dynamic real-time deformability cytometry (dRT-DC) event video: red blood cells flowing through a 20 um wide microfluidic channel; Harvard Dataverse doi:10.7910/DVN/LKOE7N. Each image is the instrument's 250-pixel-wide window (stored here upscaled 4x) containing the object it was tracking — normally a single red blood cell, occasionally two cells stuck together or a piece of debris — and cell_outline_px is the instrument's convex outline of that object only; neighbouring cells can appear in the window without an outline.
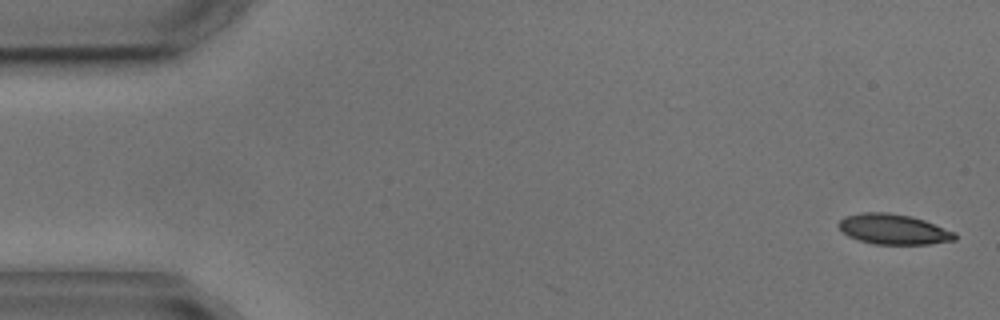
{"species": "common noctule bat (a hibernating species)", "species_latin": "Nyctalus noctula", "temperature_condition": "cold", "stored_images_in_passage": 4, "camera_frame_rate_fps": 3000, "um_per_image_px": 0.085, "animal": {"sex": "male", "body_mass_g": 17.9, "forearm_length_mm": 54.2}, "frame": {"image": 1, "passage_image": 1, "time_ms": 0.0, "image_size_px": [1000, 320], "cell_outline_px": [[956, 240], [928, 244], [876, 244], [860, 240], [848, 236], [836, 224], [844, 216], [864, 212], [888, 212], [912, 216], [924, 220], [956, 232]], "centroid_in_image_um": [75.95, 19.47], "position_along_channel_um": 9.0, "area_um2": 20.52}}
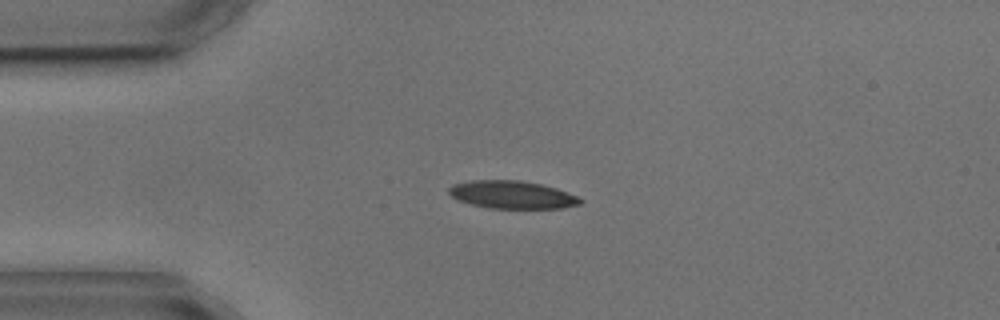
{"frame": {"image": 2, "passage_image": 4, "time_ms": 3.667, "image_size_px": [1000, 320], "cell_outline_px": [[584, 200], [580, 204], [564, 208], [488, 208], [472, 204], [460, 200], [452, 196], [448, 192], [448, 188], [452, 184], [472, 180], [520, 180], [540, 184], [556, 188], [568, 192]], "centroid_in_image_um": [43.54, 16.55], "position_along_channel_um": 41.5, "area_um2": 21.21}}